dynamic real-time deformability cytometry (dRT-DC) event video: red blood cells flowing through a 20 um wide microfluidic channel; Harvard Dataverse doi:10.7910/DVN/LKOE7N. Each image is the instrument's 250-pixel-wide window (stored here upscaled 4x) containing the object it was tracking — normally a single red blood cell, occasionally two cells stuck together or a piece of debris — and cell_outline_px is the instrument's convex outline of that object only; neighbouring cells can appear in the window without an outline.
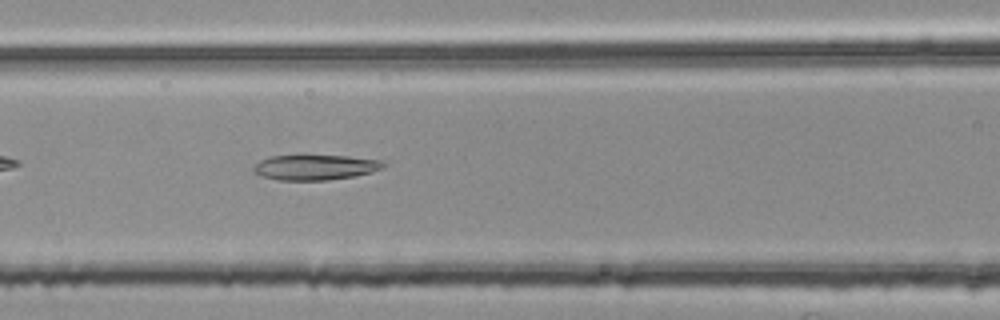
{"species": "common noctule bat (a hibernating species)", "species_latin": "Nyctalus noctula", "temperature_condition": "room temperature", "stored_images_in_passage": 30, "camera_frame_rate_fps": 3000, "um_per_image_px": 0.085, "animal": {"sex": "female", "body_mass_g": 25.1}, "frame": {"image": 1, "passage_image": 6, "time_ms": 1.667, "image_size_px": [1000, 320], "cell_outline_px": [[384, 168], [372, 172], [356, 176], [328, 180], [276, 180], [260, 176], [252, 168], [260, 160], [268, 156], [348, 156], [380, 160], [384, 164]], "centroid_in_image_um": [26.78, 14.23], "position_along_channel_um": 139.8, "area_um2": 19.02}}
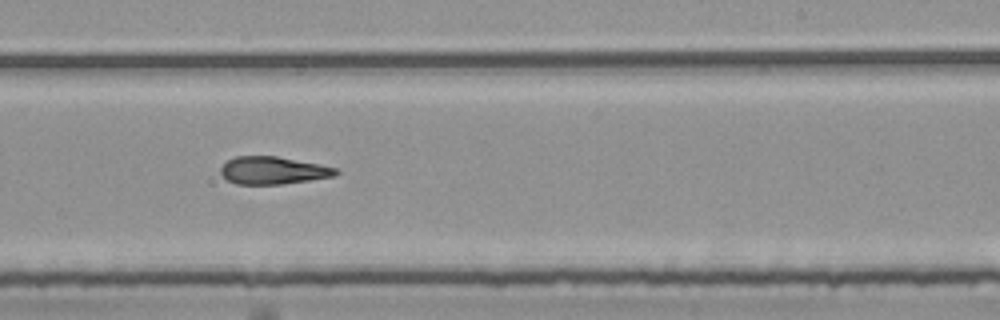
{"frame": {"image": 2, "passage_image": 16, "time_ms": 5.0, "image_size_px": [1000, 320], "cell_outline_px": [[340, 172], [332, 176], [284, 184], [236, 184], [228, 180], [220, 172], [220, 168], [228, 160], [236, 156], [276, 156], [336, 168]], "centroid_in_image_um": [23.16, 14.49], "position_along_channel_um": 265.8, "area_um2": 18.15}}
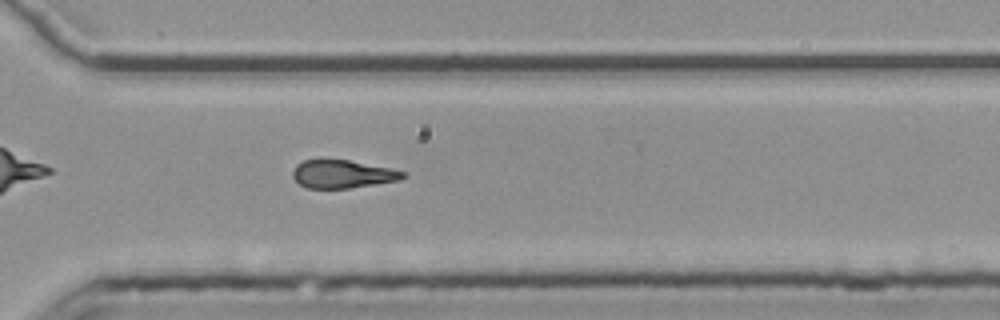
{"frame": {"image": 3, "passage_image": 22, "time_ms": 7.0, "image_size_px": [1000, 320], "cell_outline_px": [[408, 176], [400, 180], [348, 188], [304, 188], [292, 176], [292, 172], [296, 164], [304, 160], [320, 156], [348, 160], [388, 168], [404, 172]], "centroid_in_image_um": [29.04, 14.76], "position_along_channel_um": 341.6, "area_um2": 18.44}}